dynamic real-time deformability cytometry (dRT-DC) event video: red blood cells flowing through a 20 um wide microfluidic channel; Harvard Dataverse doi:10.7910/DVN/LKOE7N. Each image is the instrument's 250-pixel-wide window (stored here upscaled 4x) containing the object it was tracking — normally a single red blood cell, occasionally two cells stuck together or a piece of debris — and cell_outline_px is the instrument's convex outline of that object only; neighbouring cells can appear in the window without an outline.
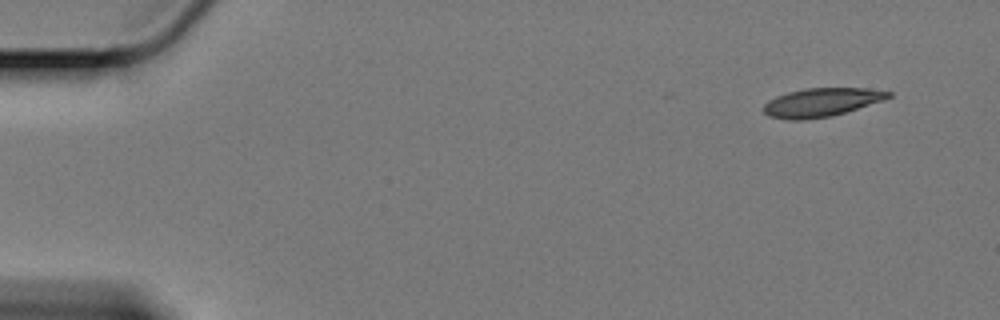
{"species": "Egyptian fruit bat (a non-hibernating species)", "species_latin": "Rousettus aegyptiacus", "temperature_condition": "cold", "stored_images_in_passage": 10, "camera_frame_rate_fps": 3000, "um_per_image_px": 0.085, "animal": {"sex": "female"}, "frame": {"image": 1, "passage_image": 1, "time_ms": 0.0, "image_size_px": [1000, 320], "cell_outline_px": [[892, 96], [884, 100], [832, 116], [804, 120], [788, 120], [768, 116], [764, 112], [764, 104], [768, 100], [776, 96], [788, 92], [804, 88], [864, 88], [892, 92]], "centroid_in_image_um": [69.8, 8.7], "position_along_channel_um": 15.2, "area_um2": 20.81}}